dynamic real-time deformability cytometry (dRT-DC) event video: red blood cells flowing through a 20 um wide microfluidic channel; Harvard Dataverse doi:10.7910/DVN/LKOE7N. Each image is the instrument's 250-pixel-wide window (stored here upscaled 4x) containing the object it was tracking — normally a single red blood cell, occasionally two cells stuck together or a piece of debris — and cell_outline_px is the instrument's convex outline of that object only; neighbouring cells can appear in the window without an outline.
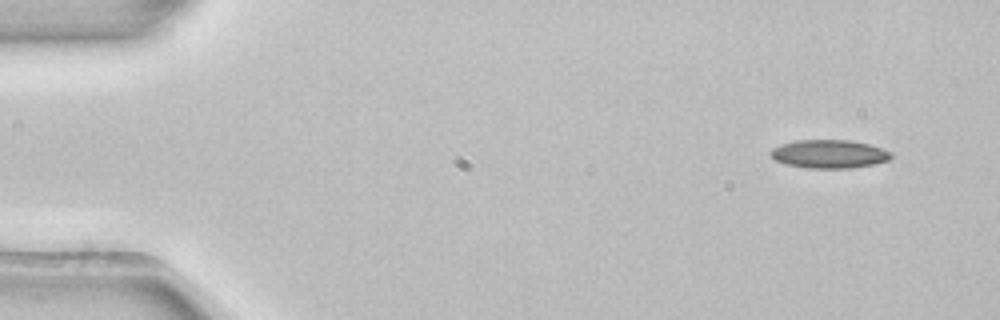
{"species": "common noctule bat (a hibernating species)", "species_latin": "Nyctalus noctula", "temperature_condition": "room temperature", "stored_images_in_passage": 50, "camera_frame_rate_fps": 3000, "um_per_image_px": 0.085, "animal": {"sex": "female", "body_mass_g": 22.7, "forearm_length_mm": 54.2}, "frame": {"image": 1, "passage_image": 1, "time_ms": 0.0, "image_size_px": [1000, 320], "cell_outline_px": [[892, 156], [888, 160], [876, 164], [852, 168], [808, 168], [784, 164], [776, 160], [768, 152], [772, 148], [780, 144], [796, 140], [852, 140], [868, 144], [892, 152]], "centroid_in_image_um": [70.47, 13.09], "position_along_channel_um": 14.5, "area_um2": 20.06}}
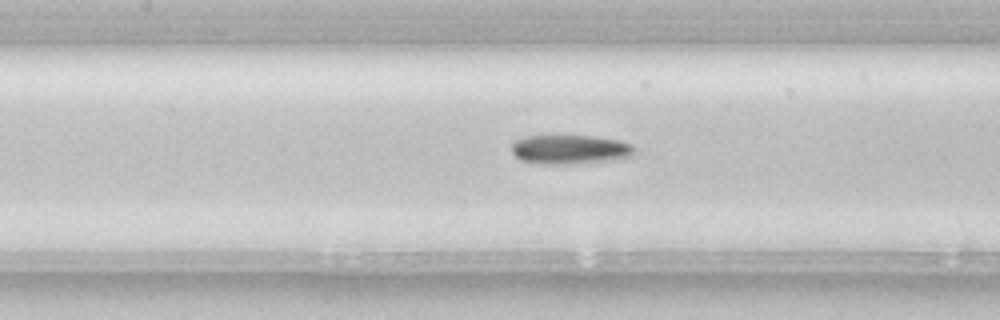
{"frame": {"image": 2, "passage_image": 21, "time_ms": 6.667, "image_size_px": [1000, 320], "cell_outline_px": [[636, 152], [632, 156], [612, 160], [568, 164], [544, 164], [520, 160], [512, 152], [512, 144], [516, 140], [524, 136], [592, 136], [616, 140], [632, 144], [636, 148]], "centroid_in_image_um": [48.47, 12.7], "position_along_channel_um": 158.9, "area_um2": 20.87}}
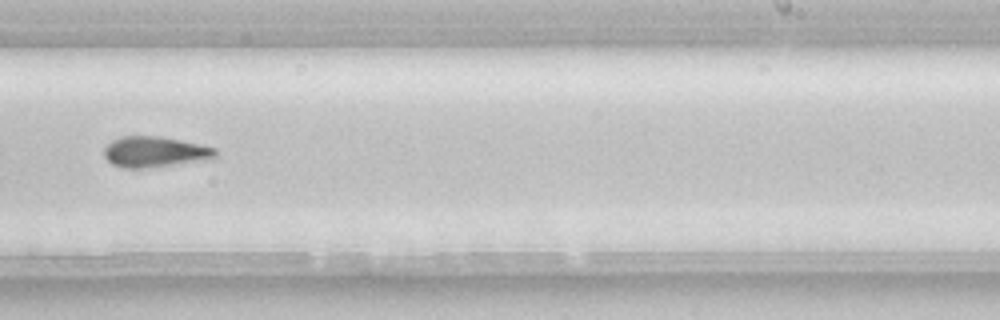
{"frame": {"image": 3, "passage_image": 30, "time_ms": 9.667, "image_size_px": [1000, 320], "cell_outline_px": [[216, 156], [212, 160], [144, 168], [124, 168], [112, 164], [104, 156], [104, 148], [112, 140], [120, 136], [160, 136], [200, 144], [216, 148]], "centroid_in_image_um": [13.18, 12.91], "position_along_channel_um": 275.8, "area_um2": 20.11}}